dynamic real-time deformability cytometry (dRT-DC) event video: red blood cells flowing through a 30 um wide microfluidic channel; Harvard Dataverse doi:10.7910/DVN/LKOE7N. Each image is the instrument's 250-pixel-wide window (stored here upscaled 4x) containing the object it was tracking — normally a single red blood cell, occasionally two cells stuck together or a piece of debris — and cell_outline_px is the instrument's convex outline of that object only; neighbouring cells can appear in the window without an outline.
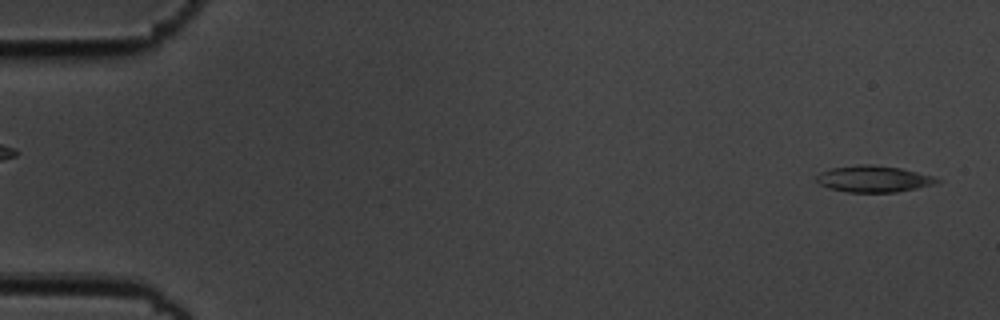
{"species": "common noctule bat (a hibernating species)", "species_latin": "Nyctalus noctula", "temperature_condition": "cold", "stored_images_in_passage": 55, "camera_frame_rate_fps": 3000, "um_per_image_px": 0.085, "animal": {"sex": "male", "body_mass_g": 19.5, "forearm_length_mm": 54.6}, "frame": {"image": 1, "passage_image": 1, "time_ms": 0.0, "image_size_px": [1000, 320], "cell_outline_px": [[944, 180], [936, 184], [896, 192], [848, 192], [828, 188], [820, 184], [816, 180], [816, 176], [820, 172], [832, 168], [856, 164], [872, 164], [900, 168], [932, 176]], "centroid_in_image_um": [74.25, 15.2], "position_along_channel_um": 10.7, "area_um2": 18.61}}
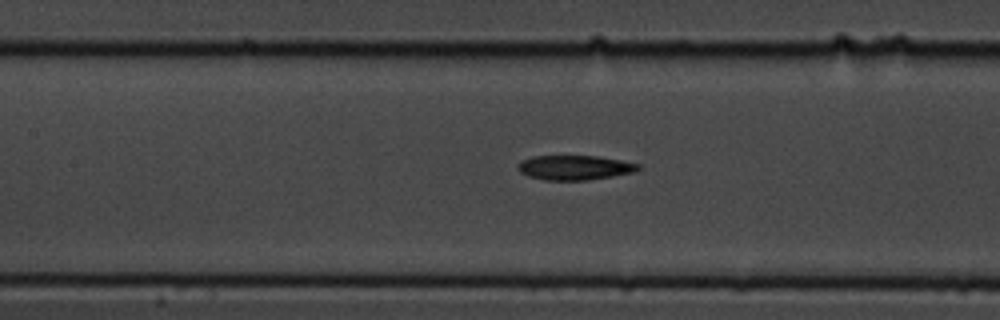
{"frame": {"image": 2, "passage_image": 24, "time_ms": 7.667, "image_size_px": [1000, 320], "cell_outline_px": [[640, 168], [636, 172], [588, 180], [544, 180], [528, 176], [520, 172], [516, 168], [516, 164], [532, 156], [596, 156], [620, 160], [640, 164]], "centroid_in_image_um": [48.83, 14.25], "position_along_channel_um": 158.6, "area_um2": 17.28}}
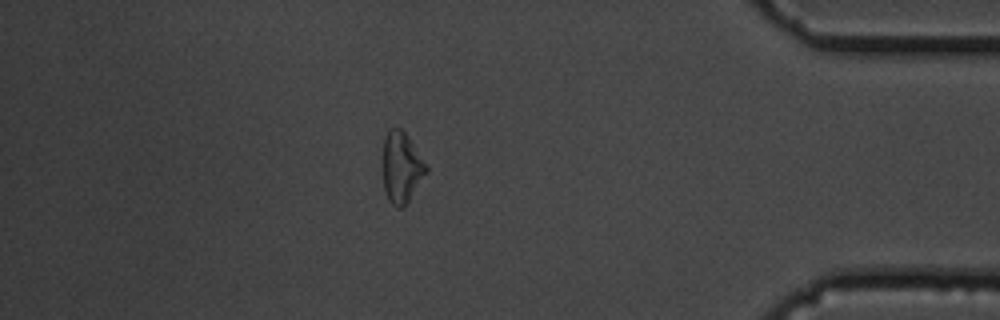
{"frame": {"image": 3, "passage_image": 47, "time_ms": 15.333, "image_size_px": [1000, 320], "cell_outline_px": [[428, 172], [404, 208], [396, 208], [388, 200], [384, 188], [384, 140], [388, 128], [400, 128], [408, 136], [428, 168]], "centroid_in_image_um": [34.14, 14.26], "position_along_channel_um": 401.1, "area_um2": 17.8}, "authors_computed_cell_mechanics": {"area_um2": 18.1492, "velocity_mm_per_s": 3.6324, "shape_relaxation_time_tau1_ms": 6.3484, "shape_relaxation_time_tau2_ms": 6.4323, "deformation_change_tau1": 0.1648, "deformation_change_tau2": 0.1592}}